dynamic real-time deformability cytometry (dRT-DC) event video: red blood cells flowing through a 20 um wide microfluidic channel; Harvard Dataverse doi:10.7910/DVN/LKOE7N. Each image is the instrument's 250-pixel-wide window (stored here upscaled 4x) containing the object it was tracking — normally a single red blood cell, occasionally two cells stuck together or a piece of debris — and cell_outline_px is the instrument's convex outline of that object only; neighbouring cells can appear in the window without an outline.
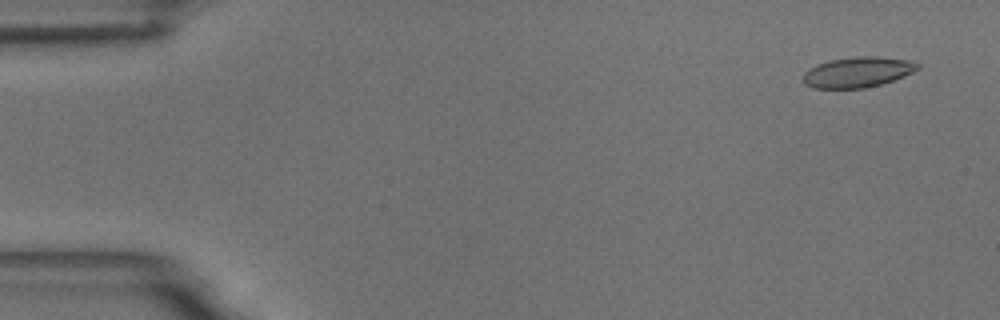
{"species": "common noctule bat (a hibernating species)", "species_latin": "Nyctalus noctula", "temperature_condition": "room temperature", "stored_images_in_passage": 55, "camera_frame_rate_fps": 3000, "um_per_image_px": 0.085, "animal": {"sex": "male", "body_mass_g": 18.8}, "frame": {"image": 1, "passage_image": 3, "time_ms": 0.667, "image_size_px": [1000, 320], "cell_outline_px": [[920, 68], [904, 76], [880, 84], [864, 88], [812, 88], [804, 84], [800, 80], [804, 72], [808, 68], [816, 64], [828, 60], [856, 56], [880, 56], [912, 60], [920, 64]], "centroid_in_image_um": [72.86, 6.12], "position_along_channel_um": 12.1, "area_um2": 20.69}}
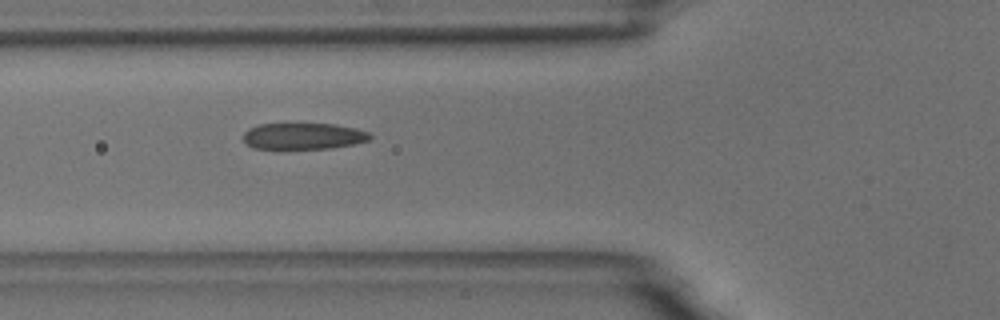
{"frame": {"image": 2, "passage_image": 20, "time_ms": 6.333, "image_size_px": [1000, 320], "cell_outline_px": [[372, 136], [368, 140], [356, 144], [332, 148], [252, 148], [244, 140], [244, 132], [248, 128], [260, 124], [336, 124], [356, 128], [368, 132]], "centroid_in_image_um": [25.81, 11.56], "position_along_channel_um": 100.0, "area_um2": 19.36}}
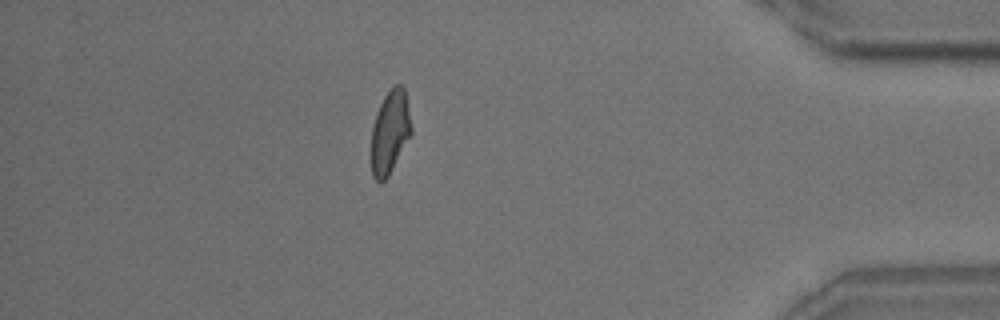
{"frame": {"image": 3, "passage_image": 48, "time_ms": 15.667, "image_size_px": [1000, 320], "cell_outline_px": [[412, 136], [388, 176], [380, 184], [372, 176], [372, 128], [376, 112], [384, 96], [396, 84], [400, 84], [404, 88], [412, 128]], "centroid_in_image_um": [33.16, 11.25], "position_along_channel_um": 402.0, "area_um2": 19.42}, "authors_computed_cell_mechanics": {"area_um2": 20.4612, "velocity_mm_per_s": 3.6717, "shape_relaxation_time_tau1_ms": 7.0147, "shape_relaxation_time_tau2_ms": 1.5196, "deformation_change_tau1": 0.189, "deformation_change_tau2": 0.0791}}